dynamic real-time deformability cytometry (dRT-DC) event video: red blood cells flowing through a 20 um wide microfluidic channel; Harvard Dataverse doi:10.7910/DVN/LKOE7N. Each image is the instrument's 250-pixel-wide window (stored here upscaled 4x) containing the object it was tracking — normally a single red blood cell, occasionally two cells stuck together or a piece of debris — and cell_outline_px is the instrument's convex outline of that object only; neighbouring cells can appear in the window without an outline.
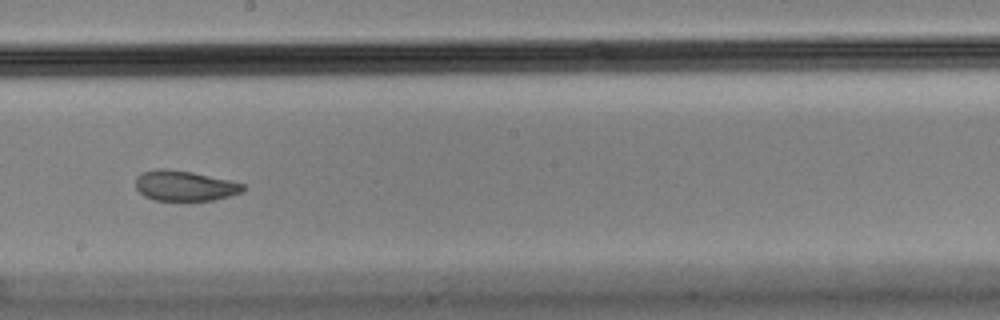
{"species": "Egyptian fruit bat (a non-hibernating species)", "species_latin": "Rousettus aegyptiacus", "temperature_condition": "cold", "stored_images_in_passage": 16, "camera_frame_rate_fps": 3000, "um_per_image_px": 0.085, "animal": {"sex": "male"}, "frame": {"image": 1, "passage_image": 10, "time_ms": 3.0, "image_size_px": [1000, 320], "cell_outline_px": [[244, 192], [212, 200], [152, 200], [144, 196], [136, 188], [136, 176], [140, 172], [156, 168], [168, 168], [192, 172], [228, 180], [244, 184]], "centroid_in_image_um": [15.64, 15.77], "position_along_channel_um": 232.6, "area_um2": 19.02}}